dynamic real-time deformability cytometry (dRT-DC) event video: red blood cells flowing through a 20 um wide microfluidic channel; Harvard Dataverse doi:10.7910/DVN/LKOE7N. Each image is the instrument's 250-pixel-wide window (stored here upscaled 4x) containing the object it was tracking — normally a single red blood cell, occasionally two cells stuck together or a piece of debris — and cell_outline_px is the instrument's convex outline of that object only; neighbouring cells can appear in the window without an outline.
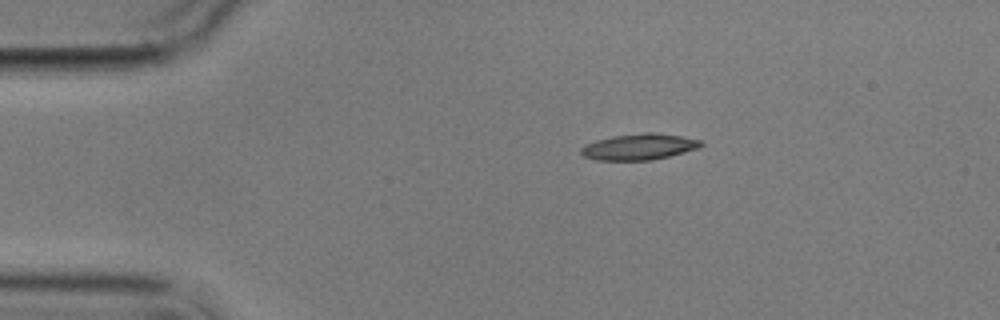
{"species": "common noctule bat (a hibernating species)", "species_latin": "Nyctalus noctula", "temperature_condition": "cold", "stored_images_in_passage": 4, "camera_frame_rate_fps": 3000, "um_per_image_px": 0.085, "animal": {"sex": "male", "body_mass_g": 17.9}, "frame": {"image": 1, "passage_image": 1, "time_ms": 0.0, "image_size_px": [1000, 320], "cell_outline_px": [[704, 144], [700, 148], [652, 160], [596, 160], [584, 156], [580, 152], [580, 148], [584, 144], [596, 140], [612, 136], [644, 132], [652, 132], [680, 136], [700, 140]], "centroid_in_image_um": [54.3, 12.47], "position_along_channel_um": 30.7, "area_um2": 18.26}}
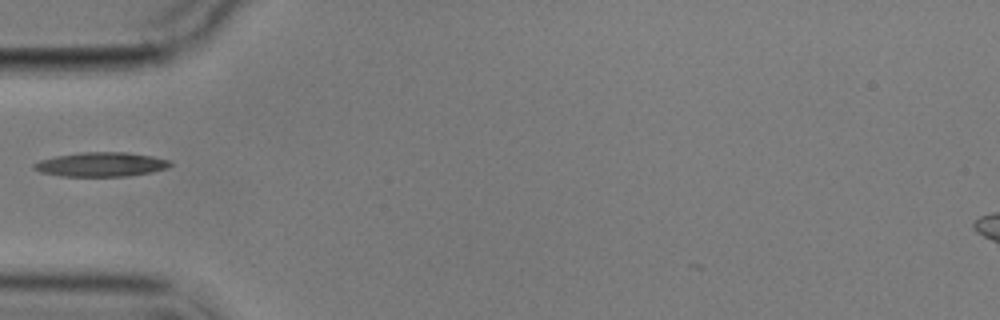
{"frame": {"image": 2, "passage_image": 3, "time_ms": 2.667, "image_size_px": [1000, 320], "cell_outline_px": [[172, 164], [168, 168], [152, 172], [128, 176], [60, 176], [40, 172], [32, 168], [32, 164], [40, 160], [56, 156], [80, 152], [128, 152], [152, 156], [172, 160]], "centroid_in_image_um": [8.61, 13.97], "position_along_channel_um": 76.4, "area_um2": 19.48}}
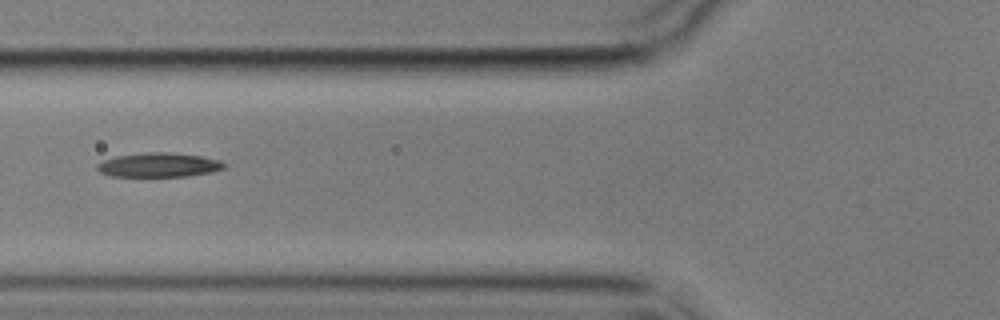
{"frame": {"image": 3, "passage_image": 4, "time_ms": 3.667, "image_size_px": [1000, 320], "cell_outline_px": [[228, 164], [224, 168], [212, 172], [188, 176], [112, 176], [100, 172], [96, 168], [96, 164], [104, 160], [116, 156], [148, 152], [168, 152], [200, 156], [220, 160]], "centroid_in_image_um": [13.52, 14.02], "position_along_channel_um": 112.3, "area_um2": 17.92}}